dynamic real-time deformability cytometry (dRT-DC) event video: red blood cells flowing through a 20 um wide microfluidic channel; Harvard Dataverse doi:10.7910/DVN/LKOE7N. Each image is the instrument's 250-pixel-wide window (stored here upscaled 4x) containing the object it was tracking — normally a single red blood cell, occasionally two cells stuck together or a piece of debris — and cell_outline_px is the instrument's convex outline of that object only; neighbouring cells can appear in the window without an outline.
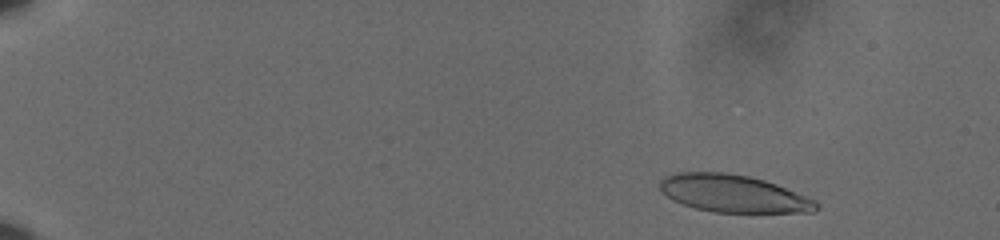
{"species": "human", "species_latin": "Homo sapiens", "temperature_condition": "cold", "stored_images_in_passage": 57, "camera_frame_rate_fps": 3000, "um_per_image_px": 0.085, "donor": {"sex": "male"}, "frame": {"image": 1, "passage_image": 6, "time_ms": 1.667, "image_size_px": [1000, 240], "cell_outline_px": [[820, 208], [812, 212], [716, 212], [696, 208], [672, 200], [660, 192], [660, 180], [664, 176], [676, 172], [724, 172], [748, 176], [764, 180], [776, 184], [816, 200], [820, 204]], "centroid_in_image_um": [62.32, 16.45], "position_along_channel_um": 22.7, "area_um2": 34.16}}
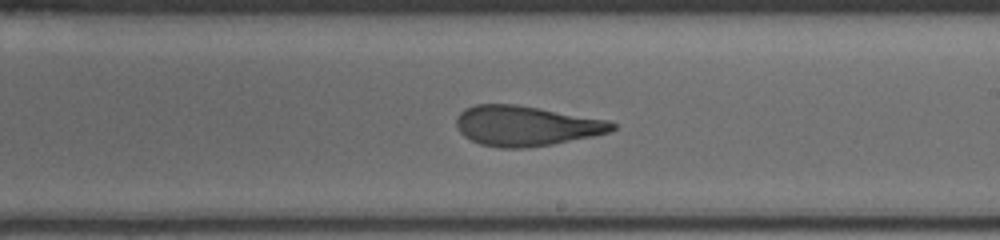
{"frame": {"image": 2, "passage_image": 36, "time_ms": 11.667, "image_size_px": [1000, 240], "cell_outline_px": [[616, 128], [608, 132], [592, 136], [552, 144], [524, 148], [500, 148], [480, 144], [464, 136], [456, 128], [456, 116], [464, 108], [476, 104], [516, 104], [540, 108], [608, 120], [616, 124]], "centroid_in_image_um": [44.67, 10.69], "position_along_channel_um": 244.3, "area_um2": 36.41}}
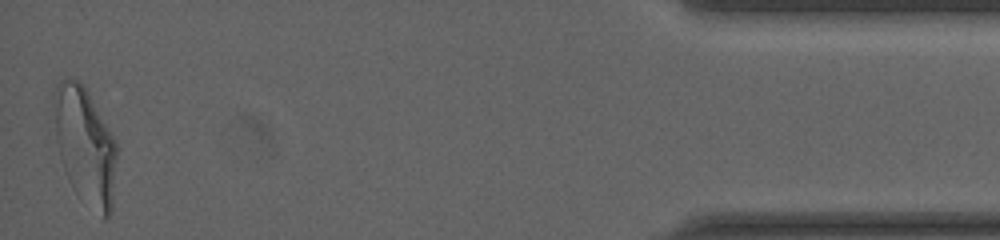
{"frame": {"image": 3, "passage_image": 57, "time_ms": 18.667, "image_size_px": [1000, 240], "cell_outline_px": [[116, 156], [112, 212], [104, 220], [60, 156], [56, 136], [52, 96], [56, 84], [60, 80], [68, 76], [76, 80], [88, 92], [112, 136], [116, 144]], "centroid_in_image_um": [7.24, 12.16], "position_along_channel_um": 428.0, "area_um2": 39.88}, "authors_computed_cell_mechanics": {"area_um2": 36.5296, "velocity_mm_per_s": 3.63, "shape_relaxation_time_tau1_ms": 8.4833, "shape_relaxation_time_tau2_ms": 1.7443, "deformation_change_tau1": 0.2799, "deformation_change_tau2": 0.1138}}